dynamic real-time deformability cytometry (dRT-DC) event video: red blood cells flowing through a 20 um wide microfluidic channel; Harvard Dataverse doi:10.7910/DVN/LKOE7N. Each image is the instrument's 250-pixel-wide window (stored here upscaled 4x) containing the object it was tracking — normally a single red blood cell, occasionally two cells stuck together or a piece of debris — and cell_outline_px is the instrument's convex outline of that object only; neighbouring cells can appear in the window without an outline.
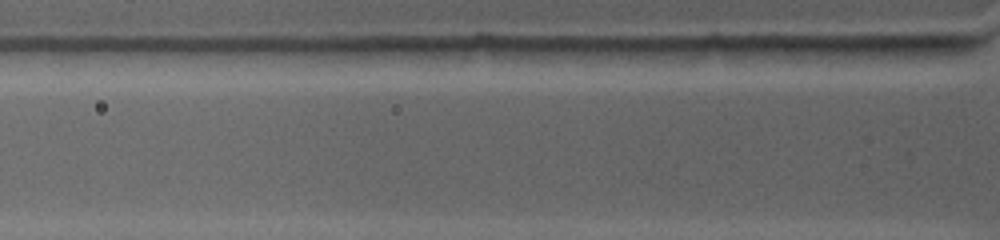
{"species": "common noctule bat (a hibernating species)", "species_latin": "Nyctalus noctula", "temperature_condition": "warm", "stored_images_in_passage": 2, "camera_frame_rate_fps": 4500, "um_per_image_px": 0.085, "animal": {"sex": "female", "body_mass_g": 19.0, "forearm_length_mm": 53.3}, "frame": {"image": 1, "passage_image": 2, "time_ms": 0.889, "image_size_px": [1000, 240], "cell_outline_px": [[924, 48], [912, 56], [844, 64], [780, 48], [784, 44], [924, 44]], "centroid_in_image_um": [72.72, 4.38], "position_along_channel_um": 53.1, "area_um2": 14.05}}